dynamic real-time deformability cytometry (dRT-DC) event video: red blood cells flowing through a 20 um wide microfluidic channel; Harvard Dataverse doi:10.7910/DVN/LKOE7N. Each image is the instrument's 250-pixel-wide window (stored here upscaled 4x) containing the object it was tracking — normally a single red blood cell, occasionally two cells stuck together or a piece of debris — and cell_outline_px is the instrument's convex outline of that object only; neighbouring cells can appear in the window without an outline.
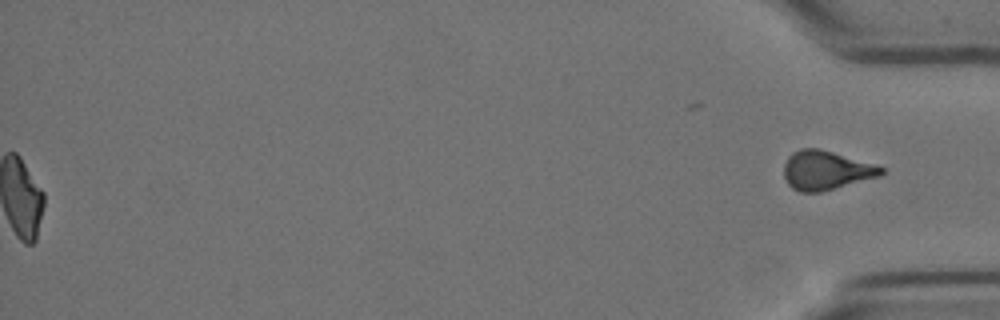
{"species": "Egyptian fruit bat (a non-hibernating species)", "species_latin": "Rousettus aegyptiacus", "temperature_condition": "cold", "stored_images_in_passage": 58, "segment_of_instrument_passage": [2, 2], "camera_frame_rate_fps": 3000, "um_per_image_px": 0.085, "animal": {"sex": "female"}, "frame": {"image": 1, "passage_image": 58, "time_ms": 19.0, "image_size_px": [1000, 320], "cell_outline_px": [[884, 172], [880, 176], [820, 192], [800, 192], [792, 188], [788, 184], [784, 176], [784, 164], [788, 156], [792, 152], [800, 148], [820, 148], [876, 164], [884, 168]], "centroid_in_image_um": [70.2, 14.46], "position_along_channel_um": 365.0, "area_um2": 22.25}}